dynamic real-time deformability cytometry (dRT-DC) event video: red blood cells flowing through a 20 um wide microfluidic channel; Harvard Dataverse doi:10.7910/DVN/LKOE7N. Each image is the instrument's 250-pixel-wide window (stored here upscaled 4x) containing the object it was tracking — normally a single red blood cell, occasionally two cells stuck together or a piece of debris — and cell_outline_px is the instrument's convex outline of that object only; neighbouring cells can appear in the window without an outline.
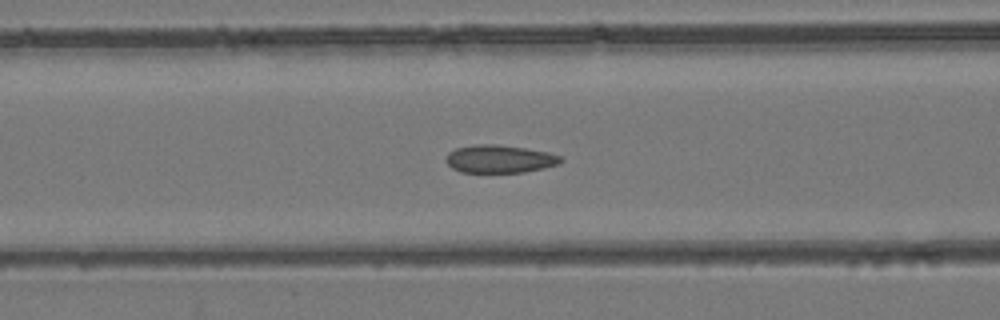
{"species": "common noctule bat (a hibernating species)", "species_latin": "Nyctalus noctula", "temperature_condition": "room temperature", "stored_images_in_passage": 52, "camera_frame_rate_fps": 3000, "um_per_image_px": 0.085, "animal": {"sex": "female", "body_mass_g": 24.6, "forearm_length_mm": 56.2}, "frame": {"image": 1, "passage_image": 21, "time_ms": 6.667, "image_size_px": [1000, 320], "cell_outline_px": [[564, 160], [560, 164], [544, 168], [524, 172], [460, 172], [452, 168], [444, 160], [448, 152], [456, 148], [476, 144], [496, 144], [524, 148], [548, 152], [560, 156]], "centroid_in_image_um": [42.46, 13.51], "position_along_channel_um": 124.1, "area_um2": 18.73}}
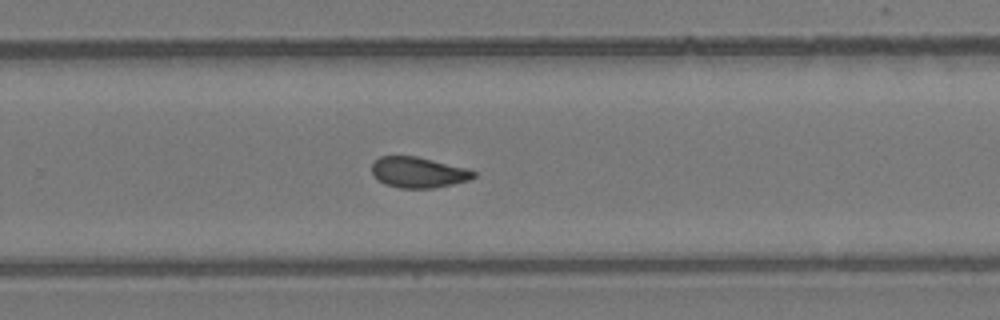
{"frame": {"image": 2, "passage_image": 34, "time_ms": 11.0, "image_size_px": [1000, 320], "cell_outline_px": [[476, 176], [468, 180], [452, 184], [432, 188], [400, 188], [384, 184], [372, 172], [372, 164], [380, 156], [416, 156], [468, 168], [476, 172]], "centroid_in_image_um": [35.58, 14.65], "position_along_channel_um": 294.2, "area_um2": 18.09}}
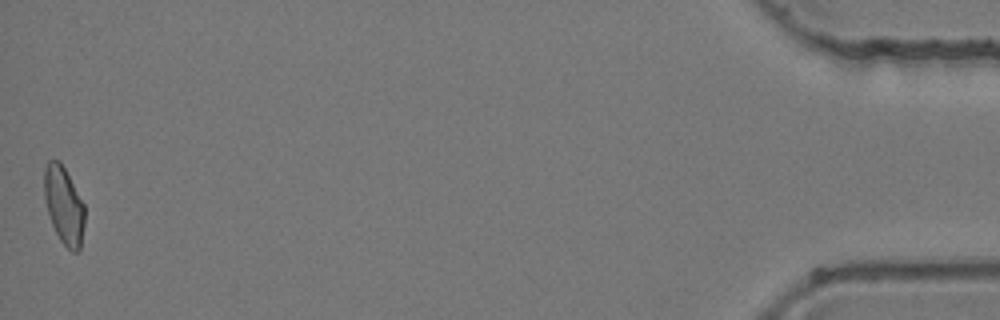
{"frame": {"image": 3, "passage_image": 52, "time_ms": 17.0, "image_size_px": [1000, 320], "cell_outline_px": [[84, 224], [80, 248], [76, 252], [72, 252], [60, 240], [52, 224], [48, 212], [44, 196], [44, 168], [48, 160], [60, 160], [84, 204]], "centroid_in_image_um": [5.42, 17.43], "position_along_channel_um": 429.8, "area_um2": 18.09}, "authors_computed_cell_mechanics": {"area_um2": 18.8139, "velocity_mm_per_s": 3.9409, "shape_relaxation_time_tau1_ms": null, "shape_relaxation_time_tau2_ms": 1.643, "deformation_change_tau1": null, "deformation_change_tau2": 0.0532}}